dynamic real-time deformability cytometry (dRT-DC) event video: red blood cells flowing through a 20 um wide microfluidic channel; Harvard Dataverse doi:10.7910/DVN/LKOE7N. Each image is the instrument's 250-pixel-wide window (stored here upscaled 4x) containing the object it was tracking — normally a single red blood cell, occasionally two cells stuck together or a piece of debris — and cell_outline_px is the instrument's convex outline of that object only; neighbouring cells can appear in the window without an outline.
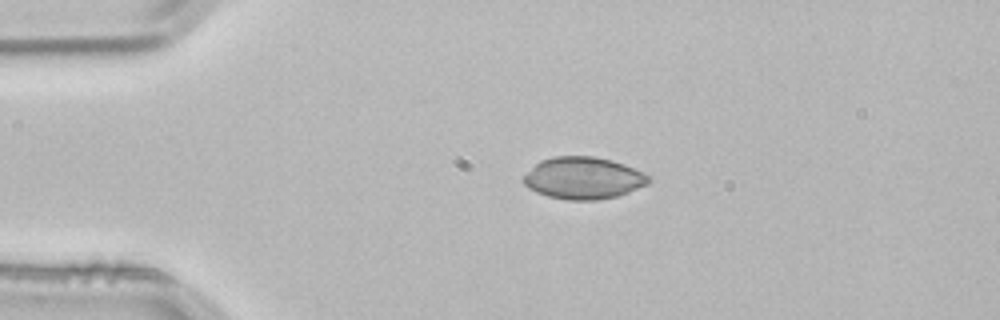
{"species": "common noctule bat (a hibernating species)", "species_latin": "Nyctalus noctula", "temperature_condition": "room temperature", "stored_images_in_passage": 3, "camera_frame_rate_fps": 3000, "um_per_image_px": 0.085, "animal": {"sex": "male", "body_mass_g": 21.5, "forearm_length_mm": 52.0}, "frame": {"image": 1, "passage_image": 2, "time_ms": 0.333, "image_size_px": [1000, 320], "cell_outline_px": [[652, 180], [648, 184], [628, 192], [616, 196], [596, 200], [568, 200], [548, 196], [536, 192], [528, 188], [520, 180], [540, 160], [552, 156], [596, 156], [612, 160], [624, 164], [644, 172], [652, 176]], "centroid_in_image_um": [49.6, 15.13], "position_along_channel_um": 35.4, "area_um2": 30.87}}